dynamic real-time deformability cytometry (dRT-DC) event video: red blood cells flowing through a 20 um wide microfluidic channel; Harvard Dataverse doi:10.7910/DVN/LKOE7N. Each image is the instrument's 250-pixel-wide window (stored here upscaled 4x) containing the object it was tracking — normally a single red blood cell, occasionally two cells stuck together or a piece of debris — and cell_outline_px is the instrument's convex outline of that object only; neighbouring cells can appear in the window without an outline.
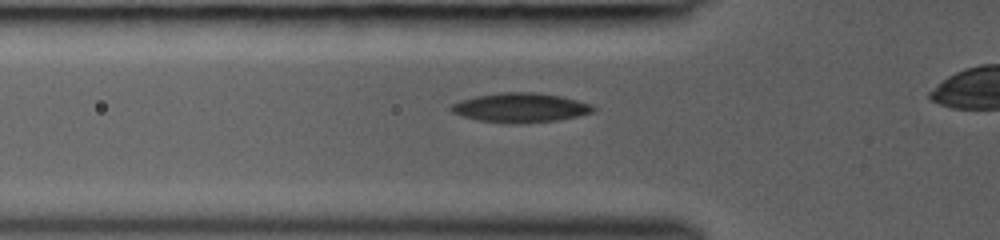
{"species": "common noctule bat (a hibernating species)", "species_latin": "Nyctalus noctula", "temperature_condition": "room temperature", "stored_images_in_passage": 34, "camera_frame_rate_fps": 3000, "um_per_image_px": 0.085, "animal": {"sex": "female", "body_mass_g": 19.0, "forearm_length_mm": 53.3}, "frame": {"image": 1, "passage_image": 11, "time_ms": 3.333, "image_size_px": [1000, 240], "cell_outline_px": [[596, 112], [556, 120], [524, 124], [516, 124], [476, 120], [460, 116], [452, 112], [448, 108], [452, 104], [460, 100], [476, 96], [500, 92], [532, 92], [560, 96], [592, 104], [596, 108]], "centroid_in_image_um": [44.21, 9.16], "position_along_channel_um": 81.6, "area_um2": 24.51}}
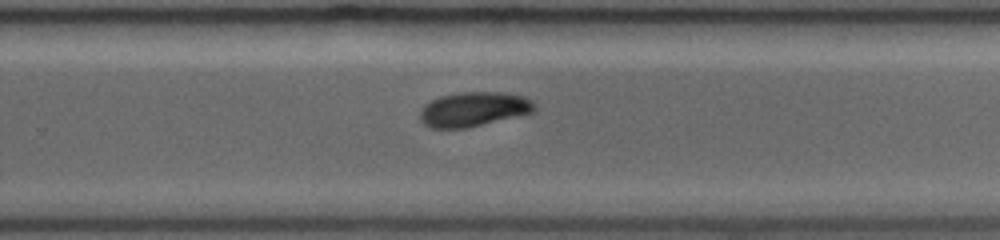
{"frame": {"image": 2, "passage_image": 25, "time_ms": 8.0, "image_size_px": [1000, 240], "cell_outline_px": [[536, 108], [532, 112], [468, 128], [432, 128], [424, 124], [420, 120], [420, 112], [424, 104], [440, 96], [464, 92], [500, 92], [524, 96], [532, 100], [536, 104]], "centroid_in_image_um": [40.26, 9.28], "position_along_channel_um": 289.5, "area_um2": 22.95}}
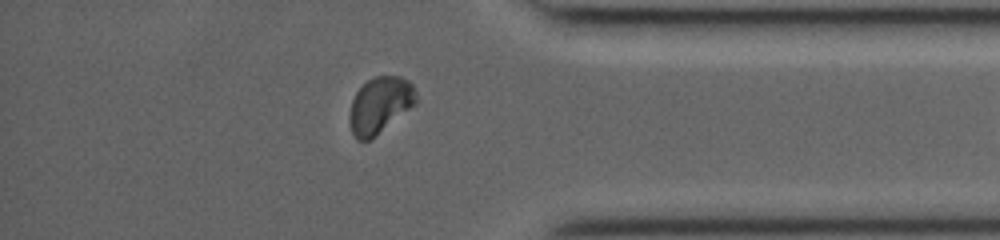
{"frame": {"image": 3, "passage_image": 33, "time_ms": 10.667, "image_size_px": [1000, 240], "cell_outline_px": [[416, 104], [372, 140], [356, 140], [352, 132], [348, 120], [348, 116], [352, 100], [356, 92], [372, 76], [400, 76], [408, 80], [412, 84], [416, 96]], "centroid_in_image_um": [32.28, 8.96], "position_along_channel_um": 402.9, "area_um2": 22.08}}